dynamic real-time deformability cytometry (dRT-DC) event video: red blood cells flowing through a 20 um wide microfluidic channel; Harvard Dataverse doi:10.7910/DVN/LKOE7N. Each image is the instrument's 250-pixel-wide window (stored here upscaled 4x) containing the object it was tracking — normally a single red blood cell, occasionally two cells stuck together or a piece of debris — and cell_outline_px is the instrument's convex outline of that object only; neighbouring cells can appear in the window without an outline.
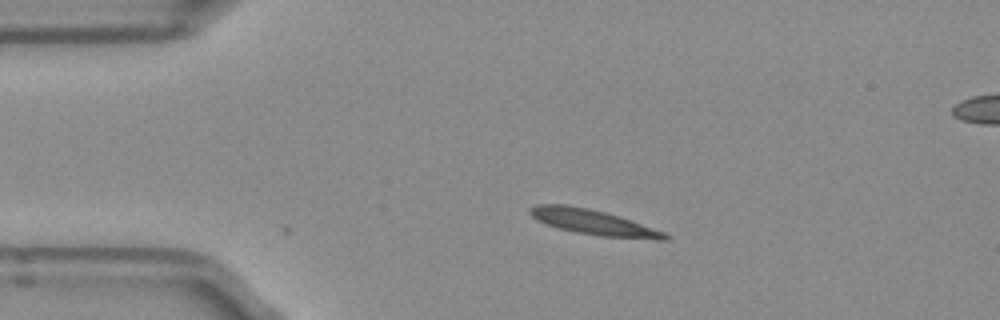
{"species": "Egyptian fruit bat (a non-hibernating species)", "species_latin": "Rousettus aegyptiacus", "temperature_condition": "room temperature", "stored_images_in_passage": 2, "camera_frame_rate_fps": 3000, "um_per_image_px": 0.085, "frame": {"image": 1, "passage_image": 1, "time_ms": 0.0, "image_size_px": [1000, 320], "cell_outline_px": [[672, 236], [668, 240], [656, 240], [604, 236], [576, 232], [560, 228], [536, 220], [528, 212], [528, 208], [536, 204], [564, 204], [588, 208], [620, 216], [664, 232]], "centroid_in_image_um": [50.45, 18.89], "position_along_channel_um": 34.6, "area_um2": 19.71}}